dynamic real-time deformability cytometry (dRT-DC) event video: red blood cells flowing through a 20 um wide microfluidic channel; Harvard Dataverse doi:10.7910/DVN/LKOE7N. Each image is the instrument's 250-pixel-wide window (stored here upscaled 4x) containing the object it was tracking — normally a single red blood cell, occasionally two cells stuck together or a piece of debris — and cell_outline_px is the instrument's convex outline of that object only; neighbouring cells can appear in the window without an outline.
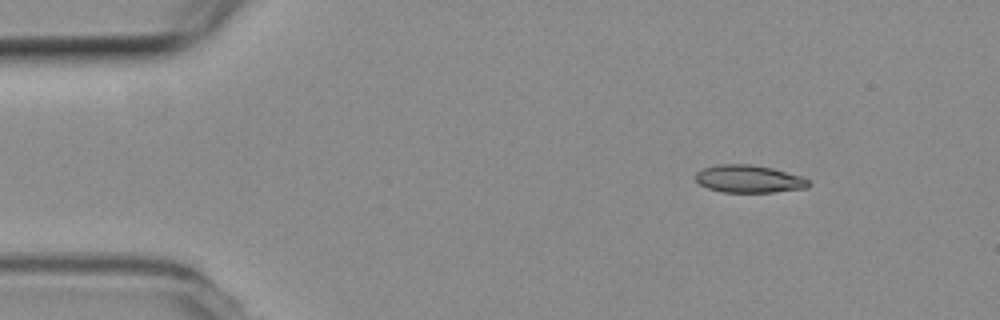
{"species": "common noctule bat (a hibernating species)", "species_latin": "Nyctalus noctula", "temperature_condition": "room temperature", "stored_images_in_passage": 3, "camera_frame_rate_fps": 3000, "um_per_image_px": 0.085, "animal": {"sex": "female", "body_mass_g": 19.3, "forearm_length_mm": 54.1}, "frame": {"image": 1, "passage_image": 1, "time_ms": 0.0, "image_size_px": [1000, 320], "cell_outline_px": [[812, 184], [808, 188], [772, 192], [720, 192], [708, 188], [700, 184], [696, 180], [696, 172], [704, 168], [720, 164], [748, 164], [772, 168], [800, 176], [808, 180]], "centroid_in_image_um": [63.67, 15.21], "position_along_channel_um": 21.3, "area_um2": 18.09}}